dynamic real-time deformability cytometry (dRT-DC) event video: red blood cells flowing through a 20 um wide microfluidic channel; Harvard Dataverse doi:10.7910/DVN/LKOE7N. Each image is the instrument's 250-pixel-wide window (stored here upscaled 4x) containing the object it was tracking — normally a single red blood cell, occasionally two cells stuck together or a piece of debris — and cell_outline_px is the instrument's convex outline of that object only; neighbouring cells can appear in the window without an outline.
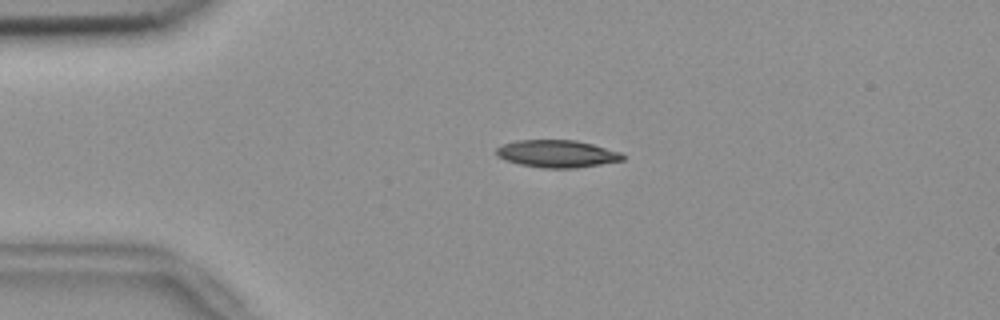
{"species": "common noctule bat (a hibernating species)", "species_latin": "Nyctalus noctula", "temperature_condition": "room temperature", "stored_images_in_passage": 54, "camera_frame_rate_fps": 3000, "um_per_image_px": 0.085, "animal": {"sex": "female", "body_mass_g": 18.4}, "frame": {"image": 1, "passage_image": 12, "time_ms": 3.667, "image_size_px": [1000, 320], "cell_outline_px": [[624, 160], [576, 168], [544, 168], [520, 164], [504, 160], [496, 156], [496, 148], [504, 144], [516, 140], [576, 140], [592, 144], [620, 152], [624, 156]], "centroid_in_image_um": [47.32, 13.07], "position_along_channel_um": 37.7, "area_um2": 20.11}}
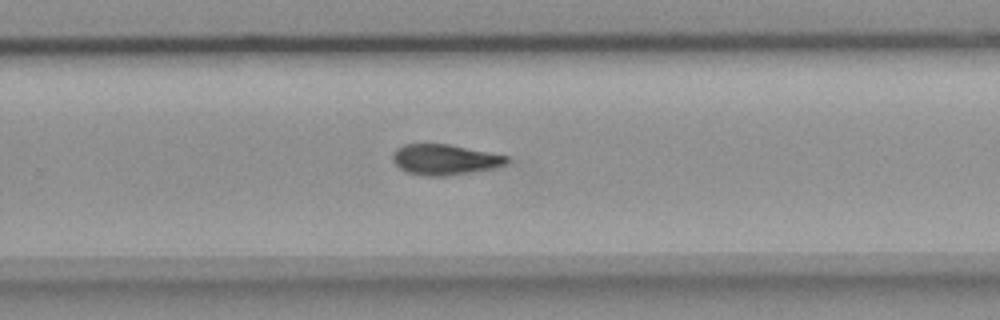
{"frame": {"image": 2, "passage_image": 35, "time_ms": 11.333, "image_size_px": [1000, 320], "cell_outline_px": [[508, 160], [504, 164], [492, 168], [472, 172], [444, 176], [424, 176], [408, 172], [400, 168], [392, 160], [392, 152], [396, 148], [404, 144], [448, 144], [508, 156]], "centroid_in_image_um": [37.75, 13.56], "position_along_channel_um": 292.1, "area_um2": 20.11}}
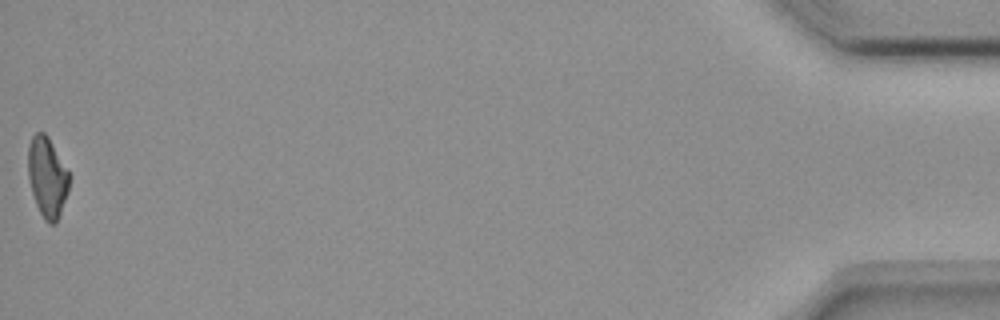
{"frame": {"image": 3, "passage_image": 54, "time_ms": 17.667, "image_size_px": [1000, 320], "cell_outline_px": [[68, 192], [56, 224], [48, 224], [44, 220], [36, 204], [32, 192], [28, 176], [28, 144], [32, 136], [36, 132], [44, 132], [48, 136], [68, 172]], "centroid_in_image_um": [3.99, 15.06], "position_along_channel_um": 431.2, "area_um2": 19.02}, "authors_computed_cell_mechanics": {"area_um2": 20.1433, "velocity_mm_per_s": 3.7482, "shape_relaxation_time_tau1_ms": 7.252, "shape_relaxation_time_tau2_ms": null, "deformation_change_tau1": 0.1957, "deformation_change_tau2": null}}